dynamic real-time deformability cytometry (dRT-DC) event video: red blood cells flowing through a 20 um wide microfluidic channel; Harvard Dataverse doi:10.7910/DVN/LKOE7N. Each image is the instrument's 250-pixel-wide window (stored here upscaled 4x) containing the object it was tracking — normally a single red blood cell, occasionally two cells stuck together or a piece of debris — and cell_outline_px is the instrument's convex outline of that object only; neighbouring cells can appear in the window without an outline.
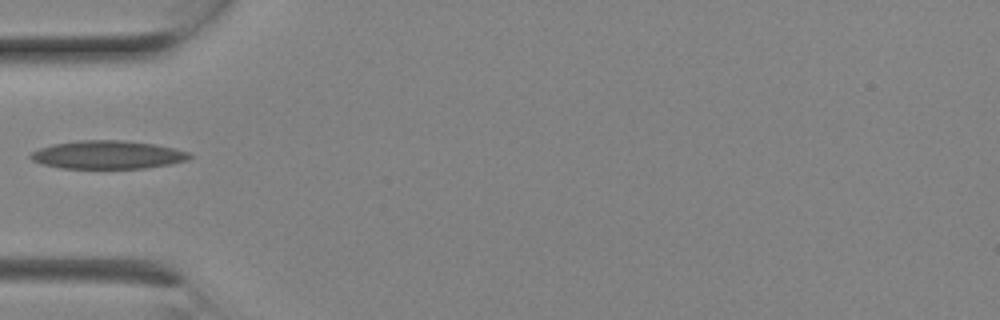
{"species": "Egyptian fruit bat (a non-hibernating species)", "species_latin": "Rousettus aegyptiacus", "temperature_condition": "room temperature", "stored_images_in_passage": 3, "camera_frame_rate_fps": 3000, "um_per_image_px": 0.085, "animal": {"sex": "female"}, "frame": {"image": 1, "passage_image": 1, "time_ms": 0.0, "image_size_px": [1000, 320], "cell_outline_px": [[192, 156], [188, 160], [168, 164], [144, 168], [60, 168], [44, 164], [32, 160], [28, 156], [32, 152], [40, 148], [52, 144], [80, 140], [120, 140], [156, 144], [188, 152]], "centroid_in_image_um": [9.13, 13.15], "position_along_channel_um": 75.9, "area_um2": 25.95}}
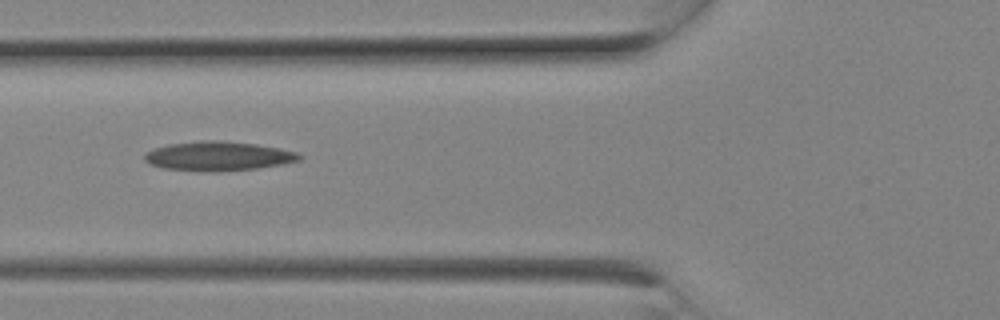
{"frame": {"image": 2, "passage_image": 2, "time_ms": 0.333, "image_size_px": [1000, 320], "cell_outline_px": [[304, 156], [300, 160], [284, 164], [256, 168], [220, 172], [204, 172], [164, 168], [148, 164], [144, 160], [144, 152], [152, 148], [168, 144], [204, 140], [212, 140], [256, 144], [280, 148], [296, 152]], "centroid_in_image_um": [18.52, 13.28], "position_along_channel_um": 107.3, "area_um2": 26.7}}
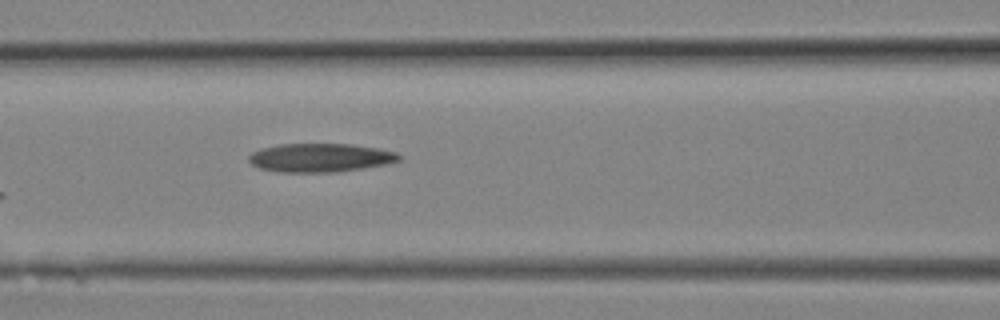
{"frame": {"image": 3, "passage_image": 3, "time_ms": 0.667, "image_size_px": [1000, 320], "cell_outline_px": [[400, 160], [388, 164], [364, 168], [336, 172], [284, 172], [260, 168], [252, 164], [248, 160], [248, 156], [252, 152], [260, 148], [280, 144], [348, 144], [376, 148], [396, 152], [400, 156]], "centroid_in_image_um": [27.21, 13.4], "position_along_channel_um": 139.4, "area_um2": 24.97}}